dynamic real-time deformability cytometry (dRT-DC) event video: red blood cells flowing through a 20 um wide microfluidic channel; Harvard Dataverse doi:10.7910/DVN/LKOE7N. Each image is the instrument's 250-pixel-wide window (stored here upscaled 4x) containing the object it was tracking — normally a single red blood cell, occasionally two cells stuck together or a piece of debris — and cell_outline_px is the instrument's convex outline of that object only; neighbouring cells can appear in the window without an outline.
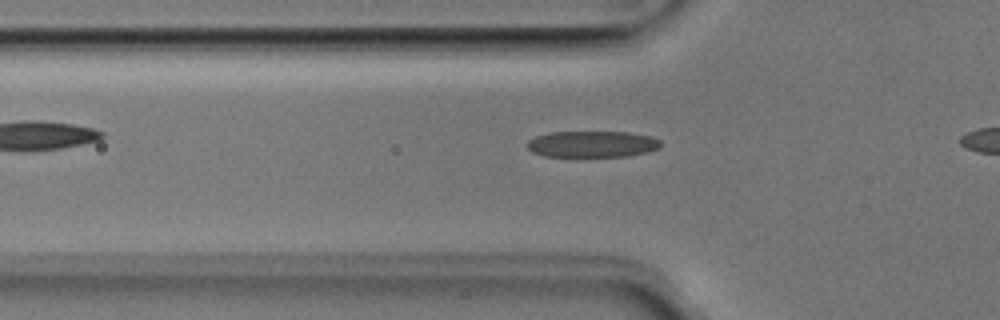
{"species": "Egyptian fruit bat (a non-hibernating species)", "species_latin": "Rousettus aegyptiacus", "temperature_condition": "room temperature", "stored_images_in_passage": 30, "camera_frame_rate_fps": 3000, "um_per_image_px": 0.085, "animal": {"sex": "male"}, "frame": {"image": 1, "passage_image": 5, "time_ms": 1.333, "image_size_px": [1000, 320], "cell_outline_px": [[660, 148], [648, 152], [628, 156], [544, 156], [532, 152], [524, 144], [528, 140], [536, 136], [548, 132], [628, 132], [652, 136], [660, 140]], "centroid_in_image_um": [50.33, 12.24], "position_along_channel_um": 75.5, "area_um2": 20.63}}
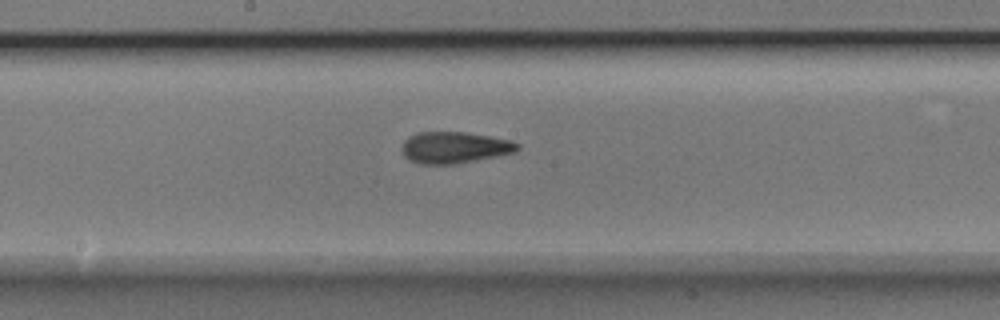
{"frame": {"image": 2, "passage_image": 15, "time_ms": 4.667, "image_size_px": [1000, 320], "cell_outline_px": [[520, 148], [516, 152], [496, 156], [452, 164], [420, 164], [408, 160], [404, 156], [404, 140], [408, 136], [416, 132], [464, 132], [492, 136], [512, 140], [520, 144]], "centroid_in_image_um": [38.66, 12.52], "position_along_channel_um": 209.5, "area_um2": 21.21}}
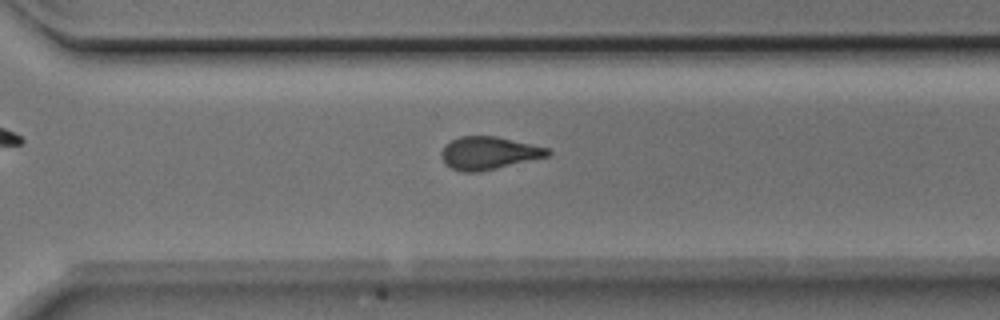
{"frame": {"image": 3, "passage_image": 24, "time_ms": 7.667, "image_size_px": [1000, 320], "cell_outline_px": [[552, 152], [548, 156], [496, 168], [476, 172], [460, 172], [444, 164], [440, 156], [440, 152], [444, 144], [460, 136], [496, 136], [548, 148]], "centroid_in_image_um": [41.48, 13.01], "position_along_channel_um": 329.1, "area_um2": 20.29}}